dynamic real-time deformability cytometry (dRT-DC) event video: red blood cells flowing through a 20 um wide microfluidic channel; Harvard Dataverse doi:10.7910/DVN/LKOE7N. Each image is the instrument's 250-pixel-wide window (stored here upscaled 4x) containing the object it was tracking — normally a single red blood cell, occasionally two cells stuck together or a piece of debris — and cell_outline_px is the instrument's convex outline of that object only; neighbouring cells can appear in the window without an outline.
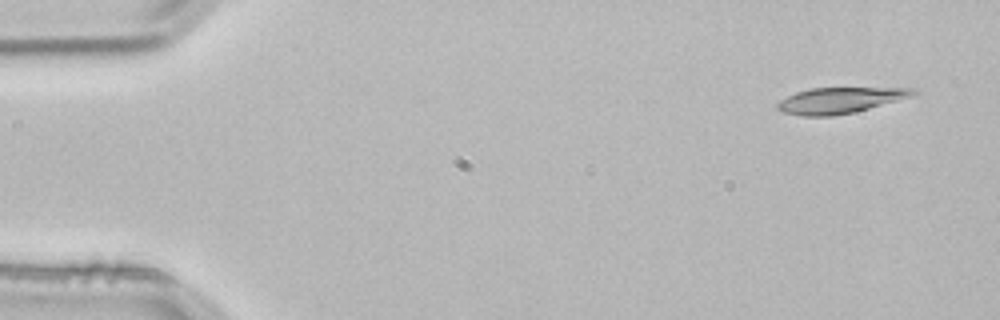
{"species": "common noctule bat (a hibernating species)", "species_latin": "Nyctalus noctula", "temperature_condition": "room temperature", "stored_images_in_passage": 3, "camera_frame_rate_fps": 3000, "um_per_image_px": 0.085, "animal": {"sex": "male", "body_mass_g": 21.5, "forearm_length_mm": 52.0}, "frame": {"image": 1, "passage_image": 1, "time_ms": 0.0, "image_size_px": [1000, 320], "cell_outline_px": [[916, 92], [908, 96], [896, 100], [856, 112], [832, 116], [800, 116], [784, 112], [776, 108], [776, 104], [780, 100], [796, 92], [812, 88], [916, 88]], "centroid_in_image_um": [71.31, 8.53], "position_along_channel_um": 13.7, "area_um2": 20.11}}
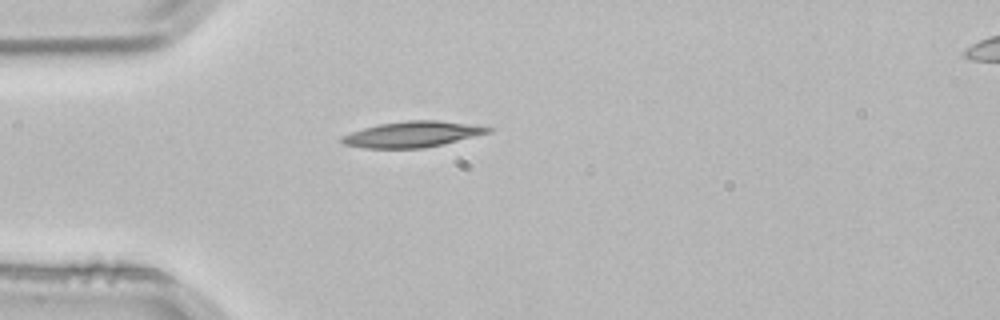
{"frame": {"image": 2, "passage_image": 3, "time_ms": 0.667, "image_size_px": [1000, 320], "cell_outline_px": [[492, 132], [424, 148], [364, 148], [344, 144], [340, 140], [340, 136], [364, 128], [380, 124], [408, 120], [436, 120], [492, 128]], "centroid_in_image_um": [34.99, 11.42], "position_along_channel_um": 50.0, "area_um2": 21.56}}